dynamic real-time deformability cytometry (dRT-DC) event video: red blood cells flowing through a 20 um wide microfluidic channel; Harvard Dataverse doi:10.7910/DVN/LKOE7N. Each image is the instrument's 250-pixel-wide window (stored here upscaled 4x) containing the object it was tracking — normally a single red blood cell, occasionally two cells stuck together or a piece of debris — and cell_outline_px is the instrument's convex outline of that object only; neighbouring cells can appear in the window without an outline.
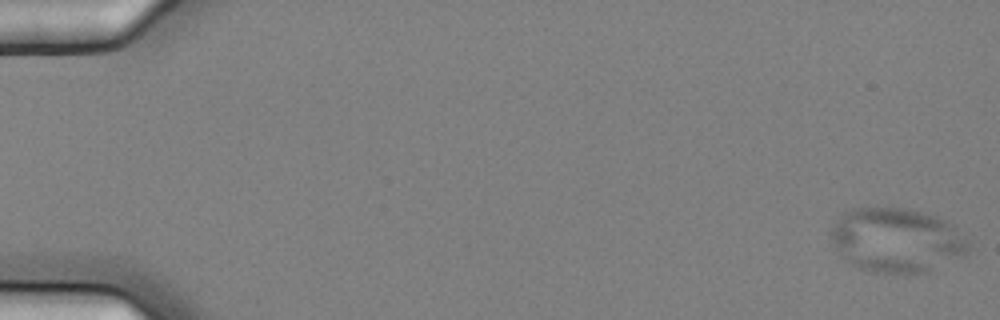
{"species": "common noctule bat (a hibernating species)", "species_latin": "Nyctalus noctula", "temperature_condition": "cold", "stored_images_in_passage": 5, "camera_frame_rate_fps": 3000, "um_per_image_px": 0.085, "animal": {"sex": "female", "body_mass_g": 25.1}, "frame": {"image": 1, "passage_image": 1, "time_ms": 0.0, "image_size_px": [1000, 320], "cell_outline_px": [[968, 256], [924, 272], [876, 272], [860, 268], [852, 264], [848, 260], [832, 240], [832, 228], [844, 212], [852, 208], [904, 208], [936, 216], [956, 224], [968, 240]], "centroid_in_image_um": [76.32, 20.4], "position_along_channel_um": 8.7, "area_um2": 51.04}}